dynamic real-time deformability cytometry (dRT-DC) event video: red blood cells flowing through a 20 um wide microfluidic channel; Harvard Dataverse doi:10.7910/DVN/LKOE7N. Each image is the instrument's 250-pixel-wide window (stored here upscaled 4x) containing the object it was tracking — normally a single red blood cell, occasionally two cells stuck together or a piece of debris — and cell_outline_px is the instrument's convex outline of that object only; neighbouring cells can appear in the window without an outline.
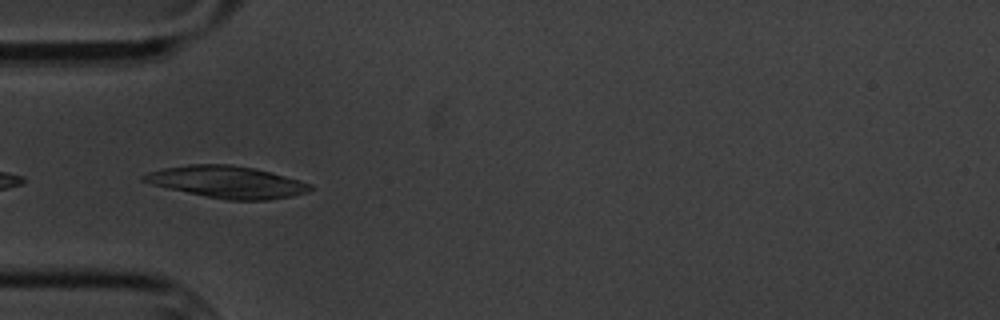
{"species": "common noctule bat (a hibernating species)", "species_latin": "Nyctalus noctula", "temperature_condition": "cold", "stored_images_in_passage": 6, "camera_frame_rate_fps": 3000, "um_per_image_px": 0.085, "animal": {"sex": "male", "body_mass_g": 20.1, "forearm_length_mm": 53.5}, "frame": {"image": 1, "passage_image": 5, "time_ms": 4.667, "image_size_px": [1000, 320], "cell_outline_px": [[312, 188], [308, 192], [292, 196], [268, 200], [228, 200], [168, 188], [152, 184], [140, 180], [140, 176], [148, 172], [164, 168], [188, 164], [228, 164], [256, 168], [300, 180], [312, 184]], "centroid_in_image_um": [19.31, 15.46], "position_along_channel_um": 65.7, "area_um2": 30.87}}
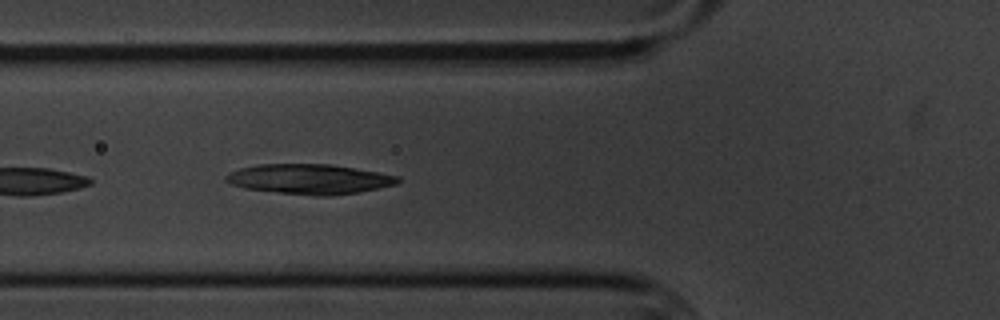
{"frame": {"image": 2, "passage_image": 6, "time_ms": 5.667, "image_size_px": [1000, 320], "cell_outline_px": [[400, 180], [396, 184], [360, 192], [332, 196], [316, 196], [244, 188], [232, 184], [224, 180], [224, 176], [228, 172], [240, 168], [256, 164], [328, 164], [400, 176]], "centroid_in_image_um": [26.27, 15.22], "position_along_channel_um": 99.5, "area_um2": 29.88}}